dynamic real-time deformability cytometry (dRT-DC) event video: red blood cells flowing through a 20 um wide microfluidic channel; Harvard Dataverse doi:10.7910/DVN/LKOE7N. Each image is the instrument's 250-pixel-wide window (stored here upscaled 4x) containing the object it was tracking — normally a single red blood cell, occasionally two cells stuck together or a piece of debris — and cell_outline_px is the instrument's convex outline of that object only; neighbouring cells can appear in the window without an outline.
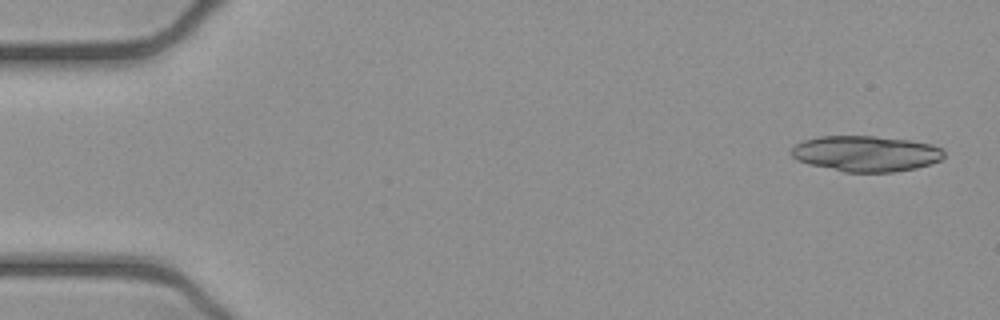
{"species": "common noctule bat (a hibernating species)", "species_latin": "Nyctalus noctula", "temperature_condition": "cold", "stored_images_in_passage": 18, "camera_frame_rate_fps": 3000, "um_per_image_px": 0.085, "animal": {"sex": "female", "body_mass_g": 21.9}, "frame": {"image": 1, "passage_image": 1, "time_ms": 0.0, "image_size_px": [1000, 320], "cell_outline_px": [[944, 156], [940, 160], [932, 164], [916, 168], [892, 172], [844, 172], [808, 164], [796, 160], [792, 156], [792, 148], [796, 144], [804, 140], [820, 136], [876, 136], [912, 140], [932, 144], [944, 148]], "centroid_in_image_um": [73.64, 13.05], "position_along_channel_um": 11.4, "area_um2": 32.08}}